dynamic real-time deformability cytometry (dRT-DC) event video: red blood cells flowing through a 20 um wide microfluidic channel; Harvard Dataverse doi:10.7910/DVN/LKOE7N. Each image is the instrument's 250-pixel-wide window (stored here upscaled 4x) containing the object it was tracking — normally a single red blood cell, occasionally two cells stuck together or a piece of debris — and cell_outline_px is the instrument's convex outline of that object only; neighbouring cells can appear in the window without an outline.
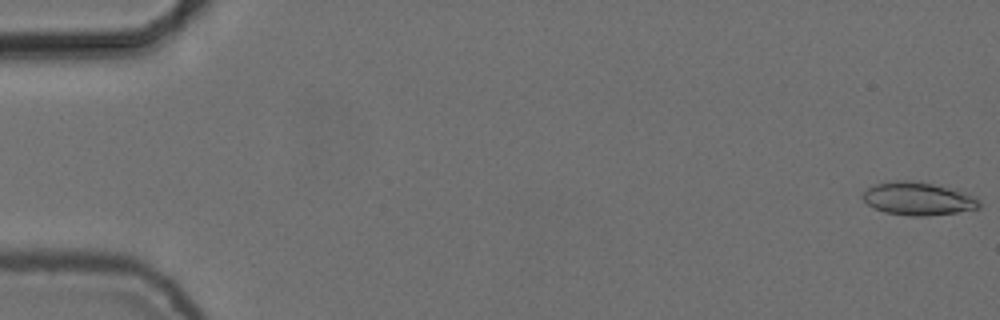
{"species": "common noctule bat (a hibernating species)", "species_latin": "Nyctalus noctula", "temperature_condition": "cold", "stored_images_in_passage": 55, "camera_frame_rate_fps": 3000, "um_per_image_px": 0.085, "animal": {"sex": "female", "body_mass_g": 24.6, "forearm_length_mm": 56.2}, "frame": {"image": 1, "passage_image": 1, "time_ms": 0.0, "image_size_px": [1000, 320], "cell_outline_px": [[980, 208], [956, 212], [924, 216], [908, 216], [884, 212], [868, 204], [860, 196], [868, 188], [876, 184], [896, 180], [900, 180], [932, 184], [976, 196], [980, 200]], "centroid_in_image_um": [78.02, 16.9], "position_along_channel_um": 7.0, "area_um2": 22.02}}
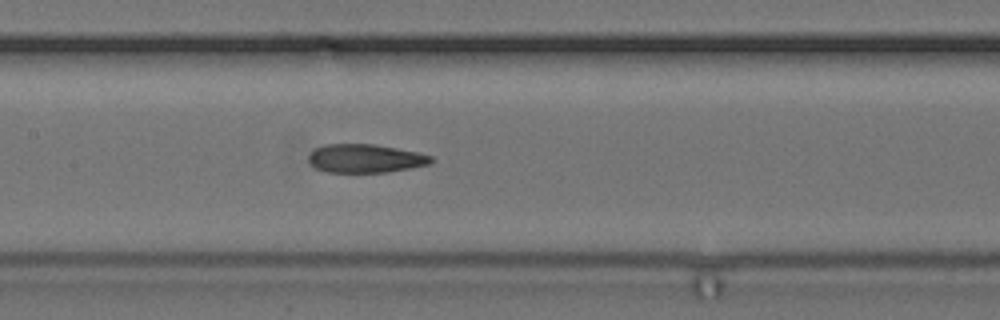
{"frame": {"image": 2, "passage_image": 27, "time_ms": 8.667, "image_size_px": [1000, 320], "cell_outline_px": [[432, 160], [428, 164], [412, 168], [388, 172], [328, 172], [316, 168], [308, 160], [308, 156], [316, 148], [324, 144], [372, 144], [396, 148], [416, 152], [432, 156]], "centroid_in_image_um": [31.04, 13.47], "position_along_channel_um": 176.4, "area_um2": 20.17}}
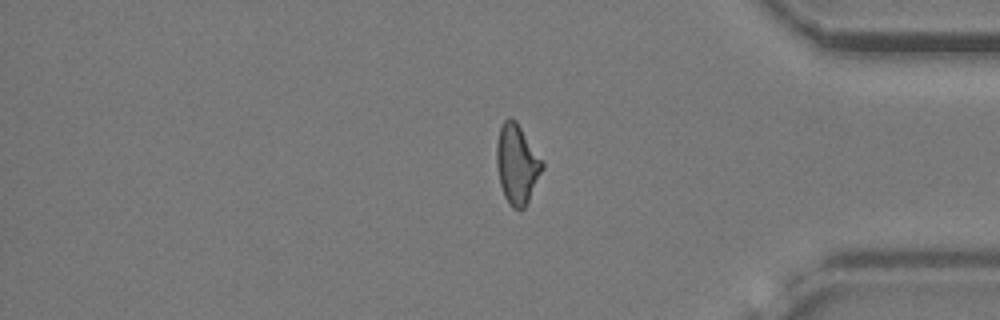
{"frame": {"image": 3, "passage_image": 46, "time_ms": 15.0, "image_size_px": [1000, 320], "cell_outline_px": [[544, 168], [524, 208], [512, 208], [504, 196], [500, 184], [496, 164], [496, 144], [500, 128], [504, 120], [508, 116], [512, 116], [516, 120], [544, 164]], "centroid_in_image_um": [43.92, 13.92], "position_along_channel_um": 391.3, "area_um2": 20.98}, "authors_computed_cell_mechanics": {"area_um2": 20.9814, "velocity_mm_per_s": 3.7477, "shape_relaxation_time_tau1_ms": null, "shape_relaxation_time_tau2_ms": 3.7782, "deformation_change_tau1": null, "deformation_change_tau2": 0.126}}